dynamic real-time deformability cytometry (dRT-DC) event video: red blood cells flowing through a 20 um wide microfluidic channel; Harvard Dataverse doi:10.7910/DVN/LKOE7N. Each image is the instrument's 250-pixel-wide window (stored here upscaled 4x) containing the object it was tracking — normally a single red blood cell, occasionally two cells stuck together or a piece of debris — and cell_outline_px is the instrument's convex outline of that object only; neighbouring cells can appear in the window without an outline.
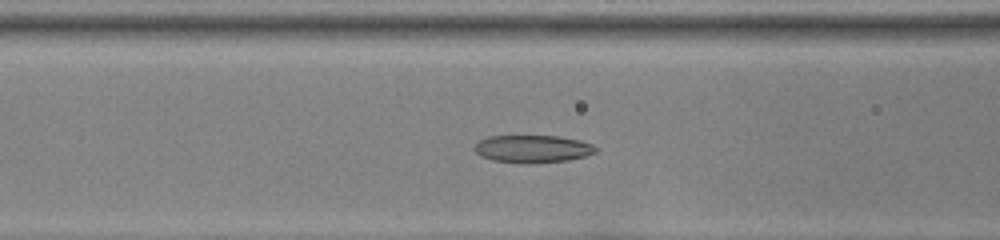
{"species": "common noctule bat (a hibernating species)", "species_latin": "Nyctalus noctula", "temperature_condition": "room temperature", "stored_images_in_passage": 50, "camera_frame_rate_fps": 3000, "um_per_image_px": 0.085, "animal": {"sex": "female", "body_mass_g": 22.0, "forearm_length_mm": 56.7}, "frame": {"image": 1, "passage_image": 20, "time_ms": 6.333, "image_size_px": [1000, 240], "cell_outline_px": [[596, 152], [584, 156], [568, 160], [532, 164], [520, 164], [492, 160], [480, 156], [472, 148], [480, 140], [488, 136], [556, 136], [580, 140], [592, 144], [596, 148]], "centroid_in_image_um": [45.23, 12.67], "position_along_channel_um": 121.4, "area_um2": 19.65}}
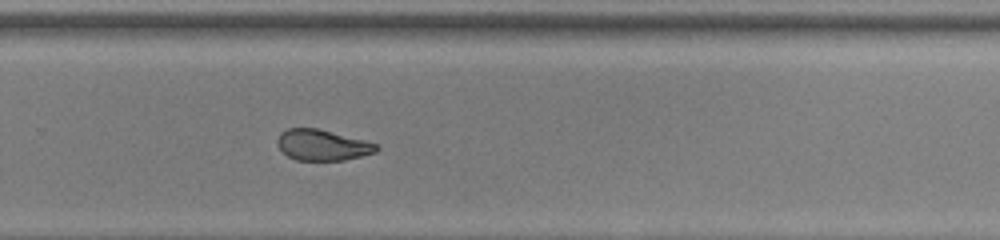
{"frame": {"image": 2, "passage_image": 34, "time_ms": 11.0, "image_size_px": [1000, 240], "cell_outline_px": [[380, 148], [376, 152], [344, 160], [296, 160], [288, 156], [280, 148], [276, 140], [280, 132], [288, 128], [316, 128], [364, 140], [376, 144]], "centroid_in_image_um": [27.38, 12.33], "position_along_channel_um": 302.4, "area_um2": 17.63}}
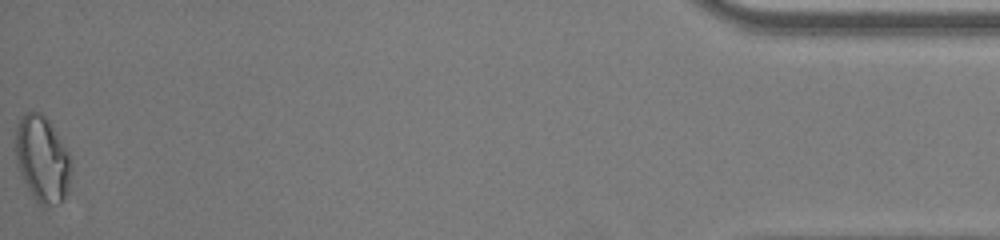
{"frame": {"image": 3, "passage_image": 50, "time_ms": 16.333, "image_size_px": [1000, 240], "cell_outline_px": [[68, 192], [60, 204], [48, 208], [44, 208], [36, 200], [28, 188], [16, 164], [16, 128], [20, 116], [24, 112], [40, 112], [48, 120], [68, 152]], "centroid_in_image_um": [3.56, 13.54], "position_along_channel_um": 431.6, "area_um2": 27.46}, "authors_computed_cell_mechanics": {"area_um2": 20.6924, "velocity_mm_per_s": 3.8983, "shape_relaxation_time_tau1_ms": null, "shape_relaxation_time_tau2_ms": 2.2485, "deformation_change_tau1": null, "deformation_change_tau2": 0.0885}}